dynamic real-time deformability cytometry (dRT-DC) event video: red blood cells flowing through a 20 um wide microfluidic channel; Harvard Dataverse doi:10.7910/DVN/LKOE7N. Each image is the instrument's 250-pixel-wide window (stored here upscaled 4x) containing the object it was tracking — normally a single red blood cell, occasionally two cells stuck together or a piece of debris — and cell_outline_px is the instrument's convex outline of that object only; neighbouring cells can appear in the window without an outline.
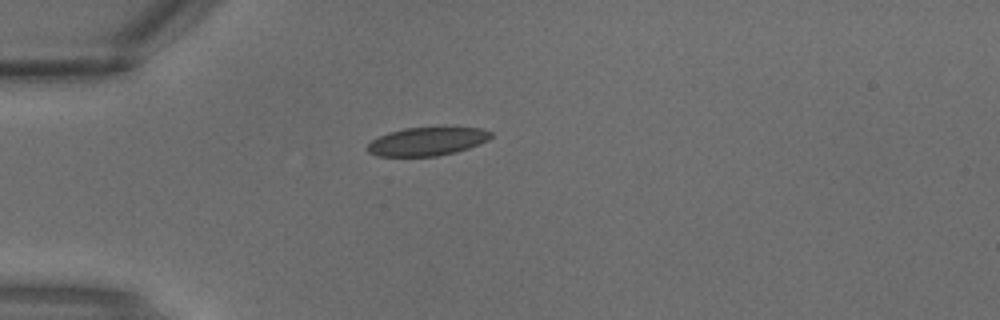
{"species": "common noctule bat (a hibernating species)", "species_latin": "Nyctalus noctula", "temperature_condition": "warm", "stored_images_in_passage": 1, "camera_frame_rate_fps": 3000, "um_per_image_px": 0.085, "animal": {"sex": "male", "body_mass_g": 18.8}, "frame": {"image": 1, "passage_image": 1, "time_ms": 0.0, "image_size_px": [1000, 320], "cell_outline_px": [[492, 136], [488, 140], [468, 148], [456, 152], [436, 156], [376, 156], [368, 152], [364, 148], [372, 140], [388, 132], [404, 128], [480, 128], [492, 132]], "centroid_in_image_um": [36.26, 12.03], "position_along_channel_um": 48.7, "area_um2": 20.29}}